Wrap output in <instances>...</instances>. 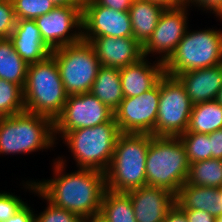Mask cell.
I'll use <instances>...</instances> for the list:
<instances>
[{"label": "cell", "mask_w": 222, "mask_h": 222, "mask_svg": "<svg viewBox=\"0 0 222 222\" xmlns=\"http://www.w3.org/2000/svg\"><path fill=\"white\" fill-rule=\"evenodd\" d=\"M69 159L61 154L53 158L52 176L36 178V189L55 207L73 212L82 219L99 214L106 190L105 173L83 168L67 173Z\"/></svg>", "instance_id": "cell-1"}, {"label": "cell", "mask_w": 222, "mask_h": 222, "mask_svg": "<svg viewBox=\"0 0 222 222\" xmlns=\"http://www.w3.org/2000/svg\"><path fill=\"white\" fill-rule=\"evenodd\" d=\"M56 145L50 118L27 111L0 117V156L51 152Z\"/></svg>", "instance_id": "cell-2"}, {"label": "cell", "mask_w": 222, "mask_h": 222, "mask_svg": "<svg viewBox=\"0 0 222 222\" xmlns=\"http://www.w3.org/2000/svg\"><path fill=\"white\" fill-rule=\"evenodd\" d=\"M151 134L121 133L105 172L106 189L127 193L146 185V158Z\"/></svg>", "instance_id": "cell-3"}, {"label": "cell", "mask_w": 222, "mask_h": 222, "mask_svg": "<svg viewBox=\"0 0 222 222\" xmlns=\"http://www.w3.org/2000/svg\"><path fill=\"white\" fill-rule=\"evenodd\" d=\"M121 134L115 118L94 127L68 132L57 146L68 149L75 168L106 172L110 166L118 136ZM61 142V143H60ZM73 157V158H72Z\"/></svg>", "instance_id": "cell-4"}, {"label": "cell", "mask_w": 222, "mask_h": 222, "mask_svg": "<svg viewBox=\"0 0 222 222\" xmlns=\"http://www.w3.org/2000/svg\"><path fill=\"white\" fill-rule=\"evenodd\" d=\"M23 95L25 111L48 117L53 122L61 114L68 94L51 55L28 65Z\"/></svg>", "instance_id": "cell-5"}, {"label": "cell", "mask_w": 222, "mask_h": 222, "mask_svg": "<svg viewBox=\"0 0 222 222\" xmlns=\"http://www.w3.org/2000/svg\"><path fill=\"white\" fill-rule=\"evenodd\" d=\"M191 29H190V28ZM176 46L174 52L164 62L165 74H178L222 64V30L216 28L192 29L190 25Z\"/></svg>", "instance_id": "cell-6"}, {"label": "cell", "mask_w": 222, "mask_h": 222, "mask_svg": "<svg viewBox=\"0 0 222 222\" xmlns=\"http://www.w3.org/2000/svg\"><path fill=\"white\" fill-rule=\"evenodd\" d=\"M189 162L179 137L152 136L146 158V185L176 194L186 182Z\"/></svg>", "instance_id": "cell-7"}, {"label": "cell", "mask_w": 222, "mask_h": 222, "mask_svg": "<svg viewBox=\"0 0 222 222\" xmlns=\"http://www.w3.org/2000/svg\"><path fill=\"white\" fill-rule=\"evenodd\" d=\"M65 92L89 93L101 64L93 47L86 41L52 50Z\"/></svg>", "instance_id": "cell-8"}, {"label": "cell", "mask_w": 222, "mask_h": 222, "mask_svg": "<svg viewBox=\"0 0 222 222\" xmlns=\"http://www.w3.org/2000/svg\"><path fill=\"white\" fill-rule=\"evenodd\" d=\"M193 104L177 77L160 78V97L154 136L179 137L189 124Z\"/></svg>", "instance_id": "cell-9"}, {"label": "cell", "mask_w": 222, "mask_h": 222, "mask_svg": "<svg viewBox=\"0 0 222 222\" xmlns=\"http://www.w3.org/2000/svg\"><path fill=\"white\" fill-rule=\"evenodd\" d=\"M114 111L89 93L68 95L61 114L54 120L56 144L70 131L111 121Z\"/></svg>", "instance_id": "cell-10"}, {"label": "cell", "mask_w": 222, "mask_h": 222, "mask_svg": "<svg viewBox=\"0 0 222 222\" xmlns=\"http://www.w3.org/2000/svg\"><path fill=\"white\" fill-rule=\"evenodd\" d=\"M190 8L180 5L163 11L151 37L143 45L144 57L163 63L170 57L190 26Z\"/></svg>", "instance_id": "cell-11"}, {"label": "cell", "mask_w": 222, "mask_h": 222, "mask_svg": "<svg viewBox=\"0 0 222 222\" xmlns=\"http://www.w3.org/2000/svg\"><path fill=\"white\" fill-rule=\"evenodd\" d=\"M160 97V80L141 95L124 97L114 111L115 122L121 133L151 134L157 119Z\"/></svg>", "instance_id": "cell-12"}, {"label": "cell", "mask_w": 222, "mask_h": 222, "mask_svg": "<svg viewBox=\"0 0 222 222\" xmlns=\"http://www.w3.org/2000/svg\"><path fill=\"white\" fill-rule=\"evenodd\" d=\"M44 43L51 49L82 41V7L56 6L35 19Z\"/></svg>", "instance_id": "cell-13"}, {"label": "cell", "mask_w": 222, "mask_h": 222, "mask_svg": "<svg viewBox=\"0 0 222 222\" xmlns=\"http://www.w3.org/2000/svg\"><path fill=\"white\" fill-rule=\"evenodd\" d=\"M133 37L128 11H116L95 1L82 7V37Z\"/></svg>", "instance_id": "cell-14"}, {"label": "cell", "mask_w": 222, "mask_h": 222, "mask_svg": "<svg viewBox=\"0 0 222 222\" xmlns=\"http://www.w3.org/2000/svg\"><path fill=\"white\" fill-rule=\"evenodd\" d=\"M94 49L102 66L124 68L140 61L143 46L133 37H82Z\"/></svg>", "instance_id": "cell-15"}, {"label": "cell", "mask_w": 222, "mask_h": 222, "mask_svg": "<svg viewBox=\"0 0 222 222\" xmlns=\"http://www.w3.org/2000/svg\"><path fill=\"white\" fill-rule=\"evenodd\" d=\"M127 194L137 222H163L175 205V194L162 187L145 185Z\"/></svg>", "instance_id": "cell-16"}, {"label": "cell", "mask_w": 222, "mask_h": 222, "mask_svg": "<svg viewBox=\"0 0 222 222\" xmlns=\"http://www.w3.org/2000/svg\"><path fill=\"white\" fill-rule=\"evenodd\" d=\"M165 74L164 63L143 57L137 63L120 69L122 93L124 97L139 96L152 89Z\"/></svg>", "instance_id": "cell-17"}, {"label": "cell", "mask_w": 222, "mask_h": 222, "mask_svg": "<svg viewBox=\"0 0 222 222\" xmlns=\"http://www.w3.org/2000/svg\"><path fill=\"white\" fill-rule=\"evenodd\" d=\"M184 85L192 104L214 101L222 86V64L187 71L176 76Z\"/></svg>", "instance_id": "cell-18"}, {"label": "cell", "mask_w": 222, "mask_h": 222, "mask_svg": "<svg viewBox=\"0 0 222 222\" xmlns=\"http://www.w3.org/2000/svg\"><path fill=\"white\" fill-rule=\"evenodd\" d=\"M27 65L47 59L52 50L44 43L35 20H17L9 38Z\"/></svg>", "instance_id": "cell-19"}, {"label": "cell", "mask_w": 222, "mask_h": 222, "mask_svg": "<svg viewBox=\"0 0 222 222\" xmlns=\"http://www.w3.org/2000/svg\"><path fill=\"white\" fill-rule=\"evenodd\" d=\"M175 204L181 210L196 209L210 213L214 218L222 216V199L219 188L187 184L175 194Z\"/></svg>", "instance_id": "cell-20"}, {"label": "cell", "mask_w": 222, "mask_h": 222, "mask_svg": "<svg viewBox=\"0 0 222 222\" xmlns=\"http://www.w3.org/2000/svg\"><path fill=\"white\" fill-rule=\"evenodd\" d=\"M165 9L146 0H132L128 12L131 19L133 38L142 46L151 37Z\"/></svg>", "instance_id": "cell-21"}, {"label": "cell", "mask_w": 222, "mask_h": 222, "mask_svg": "<svg viewBox=\"0 0 222 222\" xmlns=\"http://www.w3.org/2000/svg\"><path fill=\"white\" fill-rule=\"evenodd\" d=\"M90 93L115 111L124 99L121 87L120 69L109 66L99 68Z\"/></svg>", "instance_id": "cell-22"}, {"label": "cell", "mask_w": 222, "mask_h": 222, "mask_svg": "<svg viewBox=\"0 0 222 222\" xmlns=\"http://www.w3.org/2000/svg\"><path fill=\"white\" fill-rule=\"evenodd\" d=\"M222 129V105L214 101L194 104L186 132L210 134Z\"/></svg>", "instance_id": "cell-23"}, {"label": "cell", "mask_w": 222, "mask_h": 222, "mask_svg": "<svg viewBox=\"0 0 222 222\" xmlns=\"http://www.w3.org/2000/svg\"><path fill=\"white\" fill-rule=\"evenodd\" d=\"M27 63L16 52L12 41L0 39V79L13 82L24 88Z\"/></svg>", "instance_id": "cell-24"}, {"label": "cell", "mask_w": 222, "mask_h": 222, "mask_svg": "<svg viewBox=\"0 0 222 222\" xmlns=\"http://www.w3.org/2000/svg\"><path fill=\"white\" fill-rule=\"evenodd\" d=\"M99 214L108 222H137L129 195L108 189L103 194Z\"/></svg>", "instance_id": "cell-25"}, {"label": "cell", "mask_w": 222, "mask_h": 222, "mask_svg": "<svg viewBox=\"0 0 222 222\" xmlns=\"http://www.w3.org/2000/svg\"><path fill=\"white\" fill-rule=\"evenodd\" d=\"M186 183L202 187H222V160L210 158L190 163Z\"/></svg>", "instance_id": "cell-26"}, {"label": "cell", "mask_w": 222, "mask_h": 222, "mask_svg": "<svg viewBox=\"0 0 222 222\" xmlns=\"http://www.w3.org/2000/svg\"><path fill=\"white\" fill-rule=\"evenodd\" d=\"M26 180V181H25ZM22 179L19 186H23L25 192H29V194L33 196H38L39 199L42 200L46 204V206H41L44 209L40 212L35 210V222H82L83 219L66 209L55 207L52 203H50L37 189H36V180L33 179ZM37 212V213H36Z\"/></svg>", "instance_id": "cell-27"}, {"label": "cell", "mask_w": 222, "mask_h": 222, "mask_svg": "<svg viewBox=\"0 0 222 222\" xmlns=\"http://www.w3.org/2000/svg\"><path fill=\"white\" fill-rule=\"evenodd\" d=\"M25 111L23 88L13 82L0 79V117Z\"/></svg>", "instance_id": "cell-28"}, {"label": "cell", "mask_w": 222, "mask_h": 222, "mask_svg": "<svg viewBox=\"0 0 222 222\" xmlns=\"http://www.w3.org/2000/svg\"><path fill=\"white\" fill-rule=\"evenodd\" d=\"M179 138L185 146L189 164L211 158L209 134L185 132Z\"/></svg>", "instance_id": "cell-29"}, {"label": "cell", "mask_w": 222, "mask_h": 222, "mask_svg": "<svg viewBox=\"0 0 222 222\" xmlns=\"http://www.w3.org/2000/svg\"><path fill=\"white\" fill-rule=\"evenodd\" d=\"M17 20H35L56 6L51 0H12Z\"/></svg>", "instance_id": "cell-30"}, {"label": "cell", "mask_w": 222, "mask_h": 222, "mask_svg": "<svg viewBox=\"0 0 222 222\" xmlns=\"http://www.w3.org/2000/svg\"><path fill=\"white\" fill-rule=\"evenodd\" d=\"M15 192L0 190V221H7L15 215L28 201H24Z\"/></svg>", "instance_id": "cell-31"}, {"label": "cell", "mask_w": 222, "mask_h": 222, "mask_svg": "<svg viewBox=\"0 0 222 222\" xmlns=\"http://www.w3.org/2000/svg\"><path fill=\"white\" fill-rule=\"evenodd\" d=\"M16 23L12 0H0V39L10 38Z\"/></svg>", "instance_id": "cell-32"}, {"label": "cell", "mask_w": 222, "mask_h": 222, "mask_svg": "<svg viewBox=\"0 0 222 222\" xmlns=\"http://www.w3.org/2000/svg\"><path fill=\"white\" fill-rule=\"evenodd\" d=\"M194 10L201 11V13H209L210 16L214 15L217 21H222V0H191L188 5Z\"/></svg>", "instance_id": "cell-33"}, {"label": "cell", "mask_w": 222, "mask_h": 222, "mask_svg": "<svg viewBox=\"0 0 222 222\" xmlns=\"http://www.w3.org/2000/svg\"><path fill=\"white\" fill-rule=\"evenodd\" d=\"M211 158L222 160V129L209 134Z\"/></svg>", "instance_id": "cell-34"}, {"label": "cell", "mask_w": 222, "mask_h": 222, "mask_svg": "<svg viewBox=\"0 0 222 222\" xmlns=\"http://www.w3.org/2000/svg\"><path fill=\"white\" fill-rule=\"evenodd\" d=\"M26 203L15 215L5 222H35V209Z\"/></svg>", "instance_id": "cell-35"}, {"label": "cell", "mask_w": 222, "mask_h": 222, "mask_svg": "<svg viewBox=\"0 0 222 222\" xmlns=\"http://www.w3.org/2000/svg\"><path fill=\"white\" fill-rule=\"evenodd\" d=\"M188 222H215L216 218H214L210 213L196 210V209H187L182 210Z\"/></svg>", "instance_id": "cell-36"}, {"label": "cell", "mask_w": 222, "mask_h": 222, "mask_svg": "<svg viewBox=\"0 0 222 222\" xmlns=\"http://www.w3.org/2000/svg\"><path fill=\"white\" fill-rule=\"evenodd\" d=\"M98 5L109 7L116 11H128L132 0H94Z\"/></svg>", "instance_id": "cell-37"}, {"label": "cell", "mask_w": 222, "mask_h": 222, "mask_svg": "<svg viewBox=\"0 0 222 222\" xmlns=\"http://www.w3.org/2000/svg\"><path fill=\"white\" fill-rule=\"evenodd\" d=\"M163 222H188L185 213L175 204Z\"/></svg>", "instance_id": "cell-38"}, {"label": "cell", "mask_w": 222, "mask_h": 222, "mask_svg": "<svg viewBox=\"0 0 222 222\" xmlns=\"http://www.w3.org/2000/svg\"><path fill=\"white\" fill-rule=\"evenodd\" d=\"M146 1L160 5L164 9H170L180 6V4L176 0H146Z\"/></svg>", "instance_id": "cell-39"}, {"label": "cell", "mask_w": 222, "mask_h": 222, "mask_svg": "<svg viewBox=\"0 0 222 222\" xmlns=\"http://www.w3.org/2000/svg\"><path fill=\"white\" fill-rule=\"evenodd\" d=\"M82 222H108L100 214L92 215L90 217L84 218Z\"/></svg>", "instance_id": "cell-40"}, {"label": "cell", "mask_w": 222, "mask_h": 222, "mask_svg": "<svg viewBox=\"0 0 222 222\" xmlns=\"http://www.w3.org/2000/svg\"><path fill=\"white\" fill-rule=\"evenodd\" d=\"M55 6L78 5L74 0H51Z\"/></svg>", "instance_id": "cell-41"}, {"label": "cell", "mask_w": 222, "mask_h": 222, "mask_svg": "<svg viewBox=\"0 0 222 222\" xmlns=\"http://www.w3.org/2000/svg\"><path fill=\"white\" fill-rule=\"evenodd\" d=\"M79 6L83 7L84 5L93 2L94 0H74Z\"/></svg>", "instance_id": "cell-42"}, {"label": "cell", "mask_w": 222, "mask_h": 222, "mask_svg": "<svg viewBox=\"0 0 222 222\" xmlns=\"http://www.w3.org/2000/svg\"><path fill=\"white\" fill-rule=\"evenodd\" d=\"M215 100L222 105V86H221L220 90L218 91V94H217V97Z\"/></svg>", "instance_id": "cell-43"}, {"label": "cell", "mask_w": 222, "mask_h": 222, "mask_svg": "<svg viewBox=\"0 0 222 222\" xmlns=\"http://www.w3.org/2000/svg\"><path fill=\"white\" fill-rule=\"evenodd\" d=\"M180 5H189L191 0H176Z\"/></svg>", "instance_id": "cell-44"}, {"label": "cell", "mask_w": 222, "mask_h": 222, "mask_svg": "<svg viewBox=\"0 0 222 222\" xmlns=\"http://www.w3.org/2000/svg\"><path fill=\"white\" fill-rule=\"evenodd\" d=\"M215 222H222V216L218 217Z\"/></svg>", "instance_id": "cell-45"}, {"label": "cell", "mask_w": 222, "mask_h": 222, "mask_svg": "<svg viewBox=\"0 0 222 222\" xmlns=\"http://www.w3.org/2000/svg\"><path fill=\"white\" fill-rule=\"evenodd\" d=\"M219 192H220V196H221V199H222V187L219 188Z\"/></svg>", "instance_id": "cell-46"}]
</instances>
